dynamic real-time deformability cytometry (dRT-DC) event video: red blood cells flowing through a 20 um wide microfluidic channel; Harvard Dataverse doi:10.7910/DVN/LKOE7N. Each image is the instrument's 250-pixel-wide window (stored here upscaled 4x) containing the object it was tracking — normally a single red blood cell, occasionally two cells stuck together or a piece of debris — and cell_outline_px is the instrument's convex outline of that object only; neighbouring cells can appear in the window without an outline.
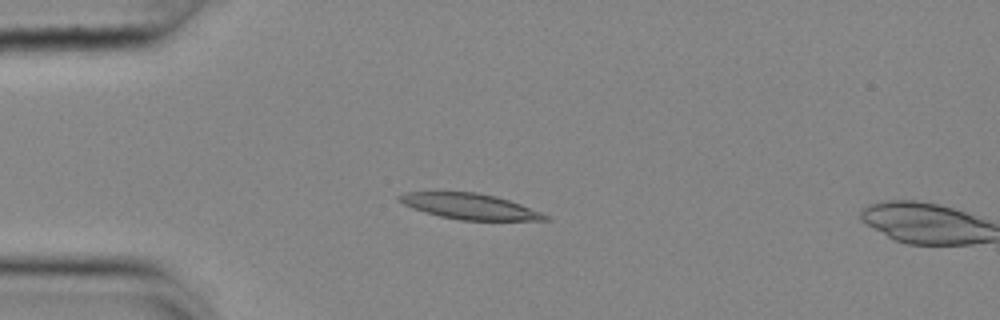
{"species": "common noctule bat (a hibernating species)", "species_latin": "Nyctalus noctula", "temperature_condition": "cold", "stored_images_in_passage": 16, "camera_frame_rate_fps": 3000, "um_per_image_px": 0.085, "animal": {"sex": "female", "body_mass_g": 25.1}, "frame": {"image": 1, "passage_image": 14, "time_ms": 4.333, "image_size_px": [1000, 320], "cell_outline_px": [[552, 220], [460, 220], [440, 216], [424, 212], [412, 208], [396, 200], [396, 196], [404, 192], [476, 192], [496, 196], [520, 204], [540, 212], [548, 216]], "centroid_in_image_um": [39.87, 17.54], "position_along_channel_um": 45.1, "area_um2": 21.73}}